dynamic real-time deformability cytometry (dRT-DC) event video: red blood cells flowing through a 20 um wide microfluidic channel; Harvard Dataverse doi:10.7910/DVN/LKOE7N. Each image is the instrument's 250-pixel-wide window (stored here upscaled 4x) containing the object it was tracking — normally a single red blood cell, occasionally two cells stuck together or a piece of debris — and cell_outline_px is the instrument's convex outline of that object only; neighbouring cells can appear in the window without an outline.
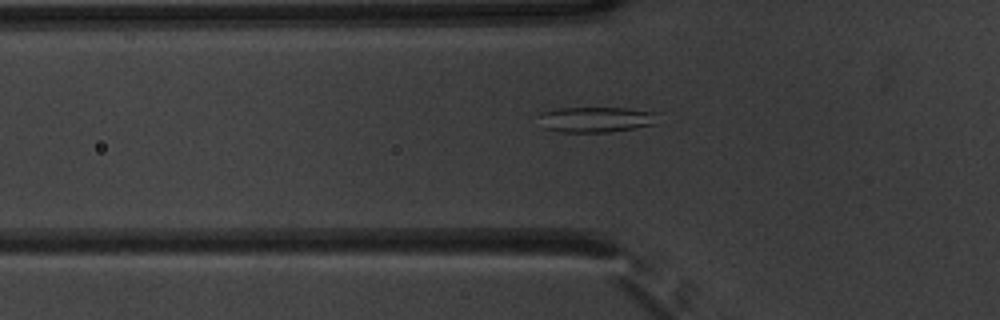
{"species": "common noctule bat (a hibernating species)", "species_latin": "Nyctalus noctula", "temperature_condition": "warm", "stored_images_in_passage": 47, "camera_frame_rate_fps": 3000, "um_per_image_px": 0.085, "animal": {"sex": "male", "body_mass_g": 20.1, "forearm_length_mm": 53.5}, "frame": {"image": 1, "passage_image": 14, "time_ms": 4.333, "image_size_px": [1000, 320], "cell_outline_px": [[660, 124], [636, 128], [608, 132], [560, 132], [544, 128], [540, 112], [556, 108], [624, 108], [660, 112]], "centroid_in_image_um": [50.8, 10.15], "position_along_channel_um": 75.0, "area_um2": 18.03}}
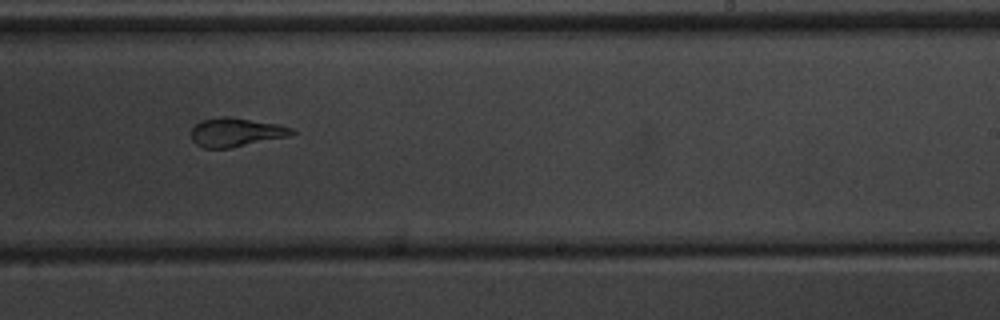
{"frame": {"image": 2, "passage_image": 29, "time_ms": 9.333, "image_size_px": [1000, 320], "cell_outline_px": [[296, 132], [292, 136], [232, 148], [204, 148], [196, 144], [192, 140], [192, 128], [200, 120], [216, 116], [228, 116], [276, 124], [292, 128]], "centroid_in_image_um": [20.06, 11.24], "position_along_channel_um": 268.9, "area_um2": 17.11}}
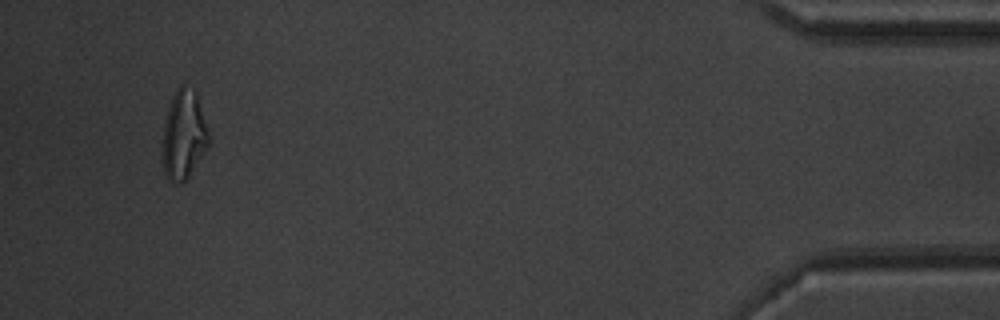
{"frame": {"image": 3, "passage_image": 46, "time_ms": 15.0, "image_size_px": [1000, 320], "cell_outline_px": [[208, 144], [204, 152], [188, 176], [184, 180], [168, 180], [164, 172], [160, 156], [160, 144], [164, 120], [172, 96], [176, 88], [180, 84], [184, 84], [196, 92], [208, 132]], "centroid_in_image_um": [15.54, 11.43], "position_along_channel_um": 419.7, "area_um2": 24.04}}